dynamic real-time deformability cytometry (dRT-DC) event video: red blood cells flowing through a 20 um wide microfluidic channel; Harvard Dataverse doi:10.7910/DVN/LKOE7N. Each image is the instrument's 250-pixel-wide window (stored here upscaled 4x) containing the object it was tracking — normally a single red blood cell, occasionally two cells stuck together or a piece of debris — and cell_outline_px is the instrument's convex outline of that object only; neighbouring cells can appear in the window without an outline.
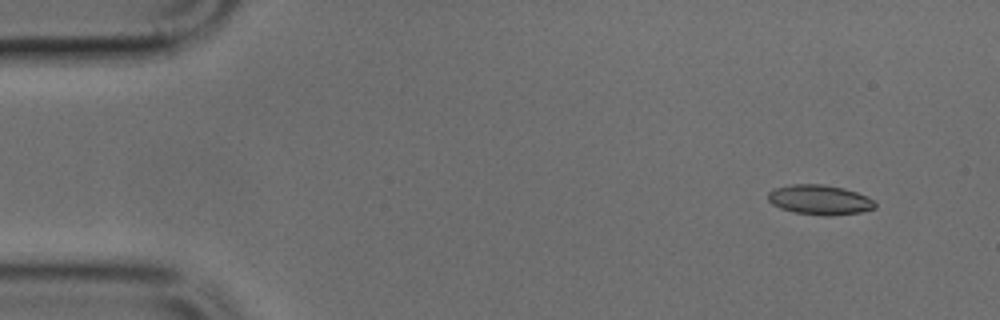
{"species": "common noctule bat (a hibernating species)", "species_latin": "Nyctalus noctula", "temperature_condition": "cold", "stored_images_in_passage": 3, "camera_frame_rate_fps": 3000, "um_per_image_px": 0.085, "animal": {"sex": "male", "body_mass_g": 17.9, "forearm_length_mm": 54.2}, "frame": {"image": 1, "passage_image": 1, "time_ms": 0.0, "image_size_px": [1000, 320], "cell_outline_px": [[876, 208], [860, 212], [832, 216], [824, 216], [792, 212], [780, 208], [772, 204], [768, 200], [768, 192], [772, 188], [792, 184], [824, 184], [844, 188], [868, 196], [876, 204]], "centroid_in_image_um": [69.66, 16.98], "position_along_channel_um": 15.3, "area_um2": 18.84}}